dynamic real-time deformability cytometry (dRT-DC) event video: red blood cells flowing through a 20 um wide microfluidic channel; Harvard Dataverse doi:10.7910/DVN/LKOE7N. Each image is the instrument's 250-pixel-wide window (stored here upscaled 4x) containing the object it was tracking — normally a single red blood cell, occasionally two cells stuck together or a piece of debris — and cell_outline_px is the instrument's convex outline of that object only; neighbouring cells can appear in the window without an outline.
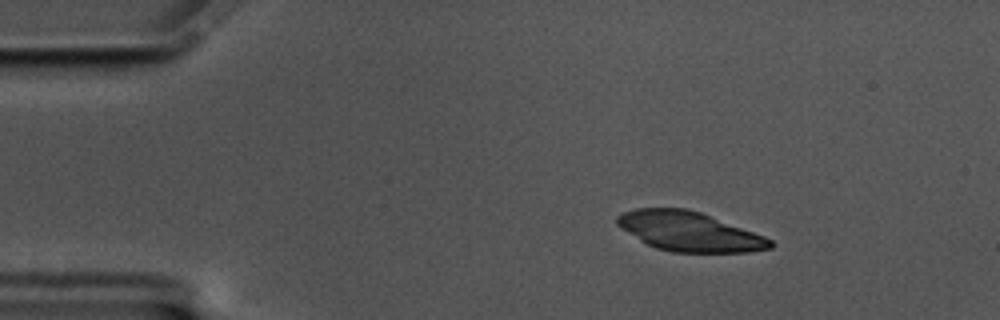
{"species": "common noctule bat (a hibernating species)", "species_latin": "Nyctalus noctula", "temperature_condition": "cold", "stored_images_in_passage": 52, "camera_frame_rate_fps": 3000, "um_per_image_px": 0.085, "animal": {"sex": "male", "body_mass_g": 17.5, "forearm_length_mm": 52.3}, "frame": {"image": 1, "passage_image": 1, "time_ms": 0.0, "image_size_px": [1000, 320], "cell_outline_px": [[776, 244], [772, 248], [748, 252], [672, 252], [656, 248], [640, 240], [620, 228], [616, 224], [616, 216], [624, 212], [636, 208], [688, 208], [700, 212], [764, 236], [772, 240]], "centroid_in_image_um": [58.58, 19.68], "position_along_channel_um": 26.4, "area_um2": 35.03}}